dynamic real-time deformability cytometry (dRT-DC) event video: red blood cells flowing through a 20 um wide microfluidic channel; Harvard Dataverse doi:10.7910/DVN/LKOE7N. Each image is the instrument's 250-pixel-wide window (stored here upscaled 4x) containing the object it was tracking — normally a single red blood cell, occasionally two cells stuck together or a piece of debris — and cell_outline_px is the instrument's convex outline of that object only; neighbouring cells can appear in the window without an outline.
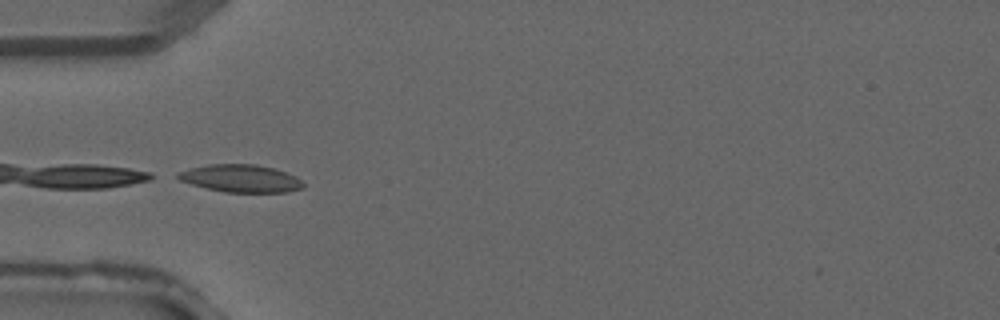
{"species": "common noctule bat (a hibernating species)", "species_latin": "Nyctalus noctula", "temperature_condition": "warm", "stored_images_in_passage": 2, "camera_frame_rate_fps": 3000, "um_per_image_px": 0.085, "animal": {"sex": "male", "forearm_length_mm": 52.5}, "frame": {"image": 1, "passage_image": 2, "time_ms": 0.333, "image_size_px": [1000, 320], "cell_outline_px": [[304, 188], [288, 192], [224, 192], [192, 184], [180, 180], [172, 176], [176, 172], [208, 164], [256, 164], [272, 168], [296, 176], [304, 184]], "centroid_in_image_um": [20.44, 15.16], "position_along_channel_um": 64.6, "area_um2": 20.11}}